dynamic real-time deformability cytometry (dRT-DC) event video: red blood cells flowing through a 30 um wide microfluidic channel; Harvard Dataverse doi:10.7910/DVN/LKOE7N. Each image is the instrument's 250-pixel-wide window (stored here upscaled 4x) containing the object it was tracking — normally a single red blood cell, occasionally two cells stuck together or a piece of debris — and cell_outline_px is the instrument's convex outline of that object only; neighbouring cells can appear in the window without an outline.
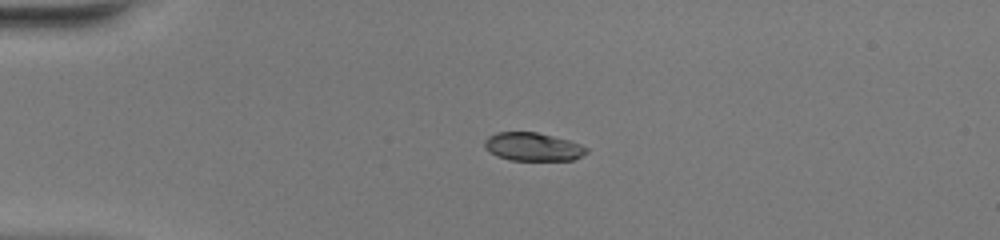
{"species": "common noctule bat (a hibernating species)", "species_latin": "Nyctalus noctula", "temperature_condition": "warm", "stored_images_in_passage": 39, "camera_frame_rate_fps": 3000, "um_per_image_px": 0.085, "animal": {"sex": "female", "body_mass_g": 20.0, "forearm_length_mm": 54.0}, "frame": {"image": 1, "passage_image": 1, "time_ms": 0.0, "image_size_px": [1000, 240], "cell_outline_px": [[588, 152], [572, 160], [508, 160], [496, 156], [484, 148], [484, 140], [488, 136], [496, 132], [536, 132], [568, 140], [580, 144], [588, 148]], "centroid_in_image_um": [45.25, 12.48], "position_along_channel_um": 39.7, "area_um2": 16.82}}
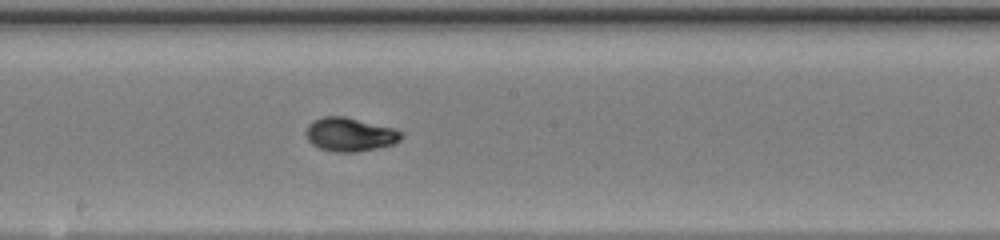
{"frame": {"image": 2, "passage_image": 17, "time_ms": 5.333, "image_size_px": [1000, 240], "cell_outline_px": [[404, 136], [396, 144], [356, 152], [336, 152], [320, 148], [312, 144], [308, 140], [304, 132], [308, 124], [324, 116], [344, 116], [396, 128], [404, 132]], "centroid_in_image_um": [29.79, 11.43], "position_along_channel_um": 218.4, "area_um2": 18.96}}
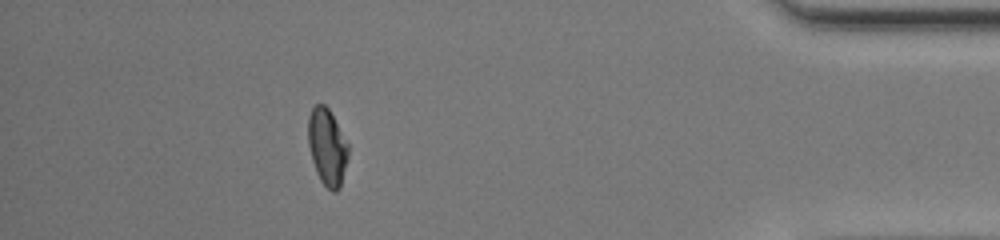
{"frame": {"image": 3, "passage_image": 34, "time_ms": 11.0, "image_size_px": [1000, 240], "cell_outline_px": [[348, 156], [340, 188], [336, 192], [332, 192], [320, 180], [316, 172], [312, 160], [308, 144], [308, 116], [312, 108], [316, 104], [324, 104], [328, 108], [348, 144]], "centroid_in_image_um": [27.8, 12.5], "position_along_channel_um": 407.4, "area_um2": 17.8}, "authors_computed_cell_mechanics": {"area_um2": 18.0336, "velocity_mm_per_s": 4.1247, "shape_relaxation_time_tau1_ms": 5.0846, "shape_relaxation_time_tau2_ms": null, "deformation_change_tau1": 0.2085, "deformation_change_tau2": null}}